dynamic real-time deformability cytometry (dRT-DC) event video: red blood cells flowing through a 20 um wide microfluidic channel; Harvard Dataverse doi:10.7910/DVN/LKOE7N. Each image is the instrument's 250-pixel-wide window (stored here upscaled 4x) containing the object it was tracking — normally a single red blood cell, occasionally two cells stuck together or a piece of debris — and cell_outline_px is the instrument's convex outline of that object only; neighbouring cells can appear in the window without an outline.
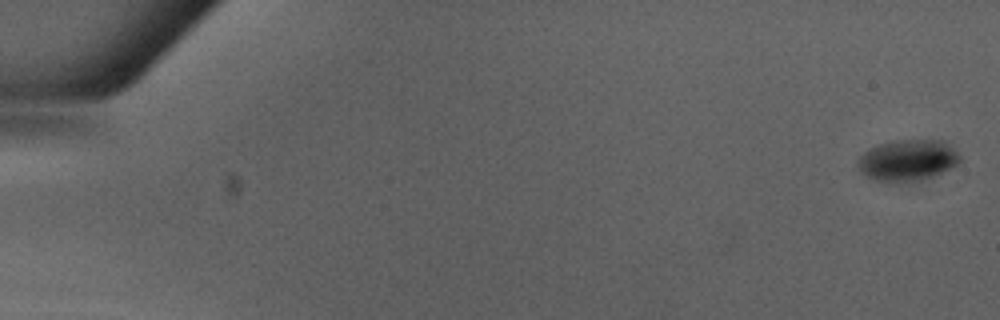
{"species": "Egyptian fruit bat (a non-hibernating species)", "species_latin": "Rousettus aegyptiacus", "temperature_condition": "warm", "stored_images_in_passage": 9, "camera_frame_rate_fps": 3000, "um_per_image_px": 0.085, "animal": {"sex": "male"}, "frame": {"image": 1, "passage_image": 1, "time_ms": 0.0, "image_size_px": [1000, 320], "cell_outline_px": [[960, 160], [956, 164], [932, 176], [920, 180], [892, 184], [888, 184], [876, 180], [860, 172], [860, 156], [868, 148], [892, 140], [944, 140], [960, 156]], "centroid_in_image_um": [77.12, 13.63], "position_along_channel_um": 7.9, "area_um2": 24.39}}